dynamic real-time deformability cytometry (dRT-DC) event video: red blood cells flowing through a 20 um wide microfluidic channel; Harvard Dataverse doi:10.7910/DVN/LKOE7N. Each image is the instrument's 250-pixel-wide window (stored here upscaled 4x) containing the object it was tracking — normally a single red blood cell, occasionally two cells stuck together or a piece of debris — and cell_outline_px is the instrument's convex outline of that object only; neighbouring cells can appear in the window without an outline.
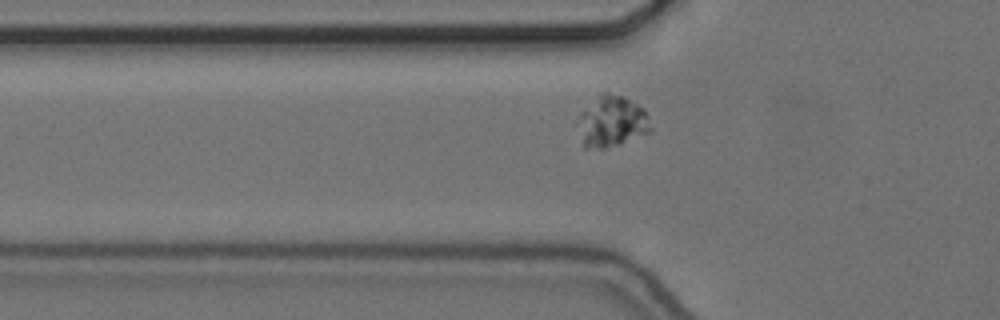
{"species": "common noctule bat (a hibernating species)", "species_latin": "Nyctalus noctula", "temperature_condition": "cold", "stored_images_in_passage": 42, "camera_frame_rate_fps": 3000, "um_per_image_px": 0.085, "animal": {"sex": "female", "body_mass_g": 24.6, "forearm_length_mm": 56.2}, "frame": {"image": 1, "passage_image": 6, "time_ms": 1.667, "image_size_px": [1000, 320], "cell_outline_px": [[652, 128], [648, 132], [620, 144], [604, 148], [584, 148], [580, 116], [580, 112], [600, 92], [608, 92], [624, 96], [644, 108], [648, 116]], "centroid_in_image_um": [52.05, 10.29], "position_along_channel_um": 73.7, "area_um2": 21.33}}
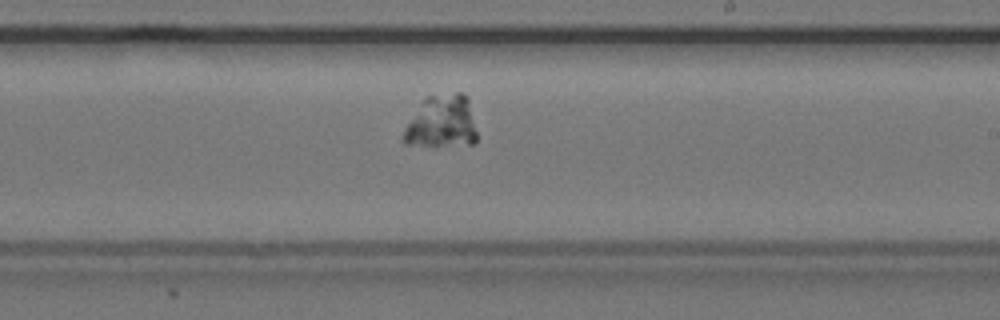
{"frame": {"image": 2, "passage_image": 21, "time_ms": 6.667, "image_size_px": [1000, 320], "cell_outline_px": [[476, 140], [472, 144], [404, 144], [404, 128], [424, 100], [428, 96], [456, 92], [464, 92], [468, 96], [476, 132]], "centroid_in_image_um": [37.58, 10.31], "position_along_channel_um": 251.4, "area_um2": 21.91}}
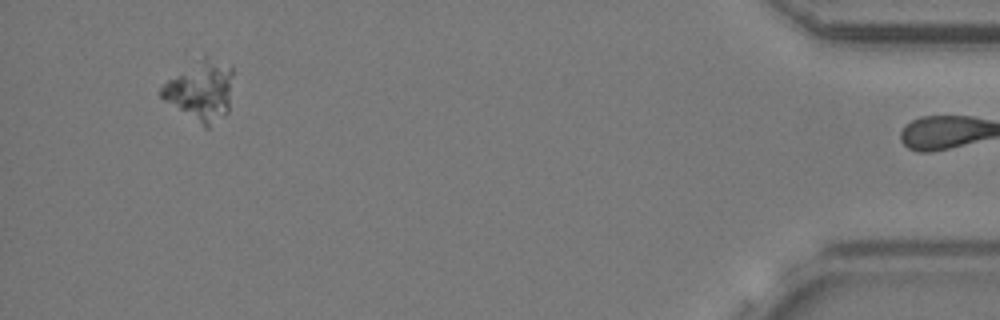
{"frame": {"image": 3, "passage_image": 41, "time_ms": 13.333, "image_size_px": [1000, 320], "cell_outline_px": [[232, 76], [228, 112], [224, 116], [208, 128], [204, 128], [164, 100], [160, 96], [160, 88], [168, 80], [204, 52], [232, 64]], "centroid_in_image_um": [17.08, 7.63], "position_along_channel_um": 418.1, "area_um2": 25.84}}